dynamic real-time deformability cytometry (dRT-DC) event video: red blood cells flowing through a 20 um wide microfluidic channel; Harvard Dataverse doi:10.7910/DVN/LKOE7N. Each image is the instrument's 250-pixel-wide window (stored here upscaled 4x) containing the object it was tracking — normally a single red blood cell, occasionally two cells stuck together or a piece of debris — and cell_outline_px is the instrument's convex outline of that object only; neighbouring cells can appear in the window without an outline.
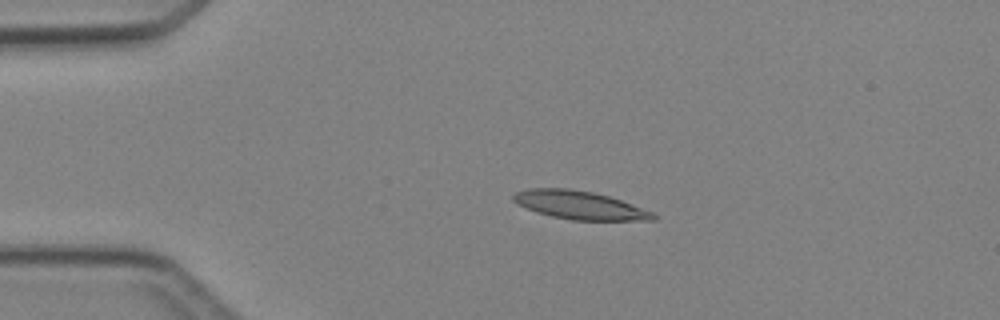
{"species": "Egyptian fruit bat (a non-hibernating species)", "species_latin": "Rousettus aegyptiacus", "temperature_condition": "cold", "stored_images_in_passage": 4, "camera_frame_rate_fps": 3000, "um_per_image_px": 0.085, "animal": {"sex": "female"}, "frame": {"image": 1, "passage_image": 4, "time_ms": 3.333, "image_size_px": [1000, 320], "cell_outline_px": [[656, 220], [572, 220], [552, 216], [536, 212], [516, 204], [512, 200], [512, 196], [516, 192], [528, 188], [568, 188], [592, 192], [608, 196], [656, 212]], "centroid_in_image_um": [49.26, 17.43], "position_along_channel_um": 35.7, "area_um2": 23.12}}